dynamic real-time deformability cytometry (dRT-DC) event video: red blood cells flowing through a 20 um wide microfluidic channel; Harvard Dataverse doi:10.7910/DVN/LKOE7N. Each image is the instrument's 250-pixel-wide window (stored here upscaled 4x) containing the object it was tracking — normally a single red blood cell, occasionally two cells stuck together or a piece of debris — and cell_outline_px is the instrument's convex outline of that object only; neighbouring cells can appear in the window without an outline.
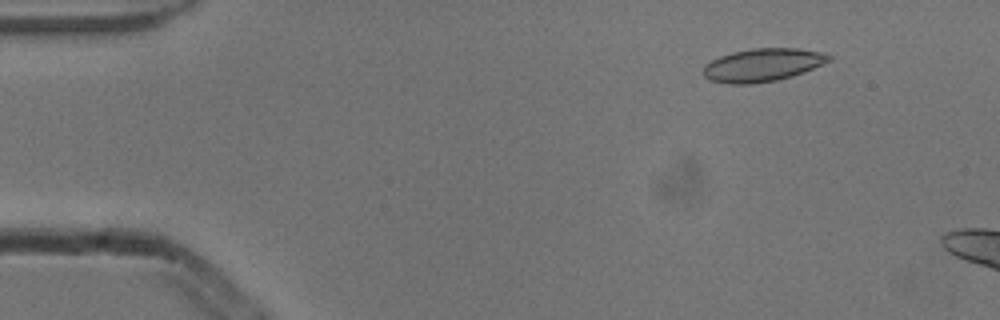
{"species": "common noctule bat (a hibernating species)", "species_latin": "Nyctalus noctula", "temperature_condition": "cold", "stored_images_in_passage": 12, "camera_frame_rate_fps": 3000, "um_per_image_px": 0.085, "animal": {"sex": "male", "body_mass_g": 13.3}, "frame": {"image": 1, "passage_image": 6, "time_ms": 1.667, "image_size_px": [1000, 320], "cell_outline_px": [[832, 60], [804, 72], [792, 76], [776, 80], [752, 84], [728, 84], [712, 80], [704, 76], [704, 64], [720, 56], [732, 52], [752, 48], [800, 48], [820, 52], [832, 56]], "centroid_in_image_um": [64.83, 5.52], "position_along_channel_um": 20.2, "area_um2": 24.16}}